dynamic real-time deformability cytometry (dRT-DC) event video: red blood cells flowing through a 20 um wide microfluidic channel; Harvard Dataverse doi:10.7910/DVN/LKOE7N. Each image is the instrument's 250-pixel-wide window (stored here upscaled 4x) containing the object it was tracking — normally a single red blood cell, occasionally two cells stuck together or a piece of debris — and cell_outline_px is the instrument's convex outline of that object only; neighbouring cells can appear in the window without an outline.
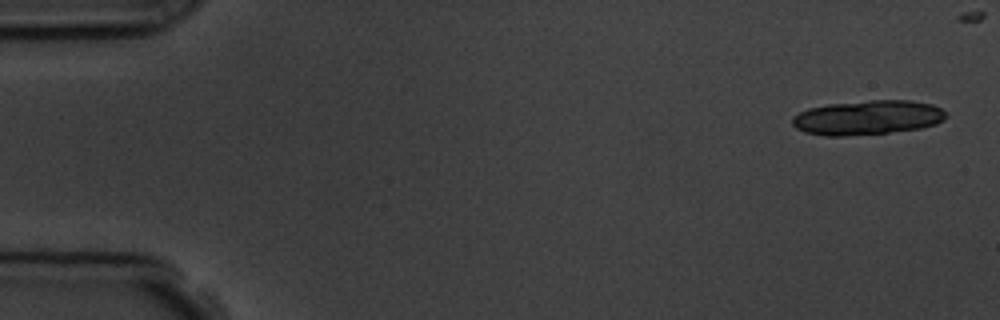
{"species": "common noctule bat (a hibernating species)", "species_latin": "Nyctalus noctula", "temperature_condition": "room temperature", "stored_images_in_passage": 5, "segment_of_instrument_passage": [1, 2], "camera_frame_rate_fps": 3000, "um_per_image_px": 0.085, "animal": {"sex": "male", "body_mass_g": 19.5, "forearm_length_mm": 54.6}, "frame": {"image": 1, "passage_image": 1, "time_ms": 0.0, "image_size_px": [1000, 320], "cell_outline_px": [[948, 116], [944, 120], [936, 124], [920, 128], [888, 132], [844, 136], [824, 136], [804, 132], [796, 128], [792, 124], [792, 116], [808, 108], [828, 104], [868, 100], [912, 100], [932, 104], [948, 112]], "centroid_in_image_um": [73.75, 9.98], "position_along_channel_um": 11.3, "area_um2": 31.1}}